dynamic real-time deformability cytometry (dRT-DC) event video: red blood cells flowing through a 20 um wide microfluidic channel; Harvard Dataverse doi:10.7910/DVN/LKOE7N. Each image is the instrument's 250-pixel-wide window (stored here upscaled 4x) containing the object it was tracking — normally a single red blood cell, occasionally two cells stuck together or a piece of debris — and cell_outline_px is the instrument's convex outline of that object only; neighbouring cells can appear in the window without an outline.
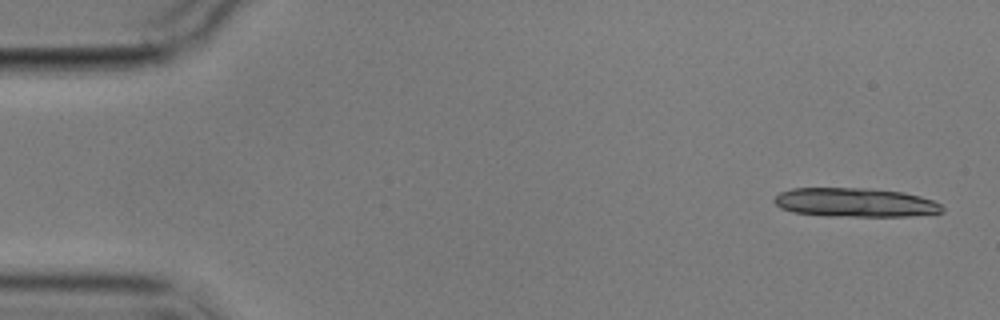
{"species": "common noctule bat (a hibernating species)", "species_latin": "Nyctalus noctula", "temperature_condition": "cold", "stored_images_in_passage": 5, "camera_frame_rate_fps": 3000, "um_per_image_px": 0.085, "animal": {"sex": "male", "body_mass_g": 17.9}, "frame": {"image": 1, "passage_image": 1, "time_ms": 0.0, "image_size_px": [1000, 320], "cell_outline_px": [[944, 212], [908, 216], [824, 216], [792, 212], [780, 208], [772, 200], [780, 192], [792, 188], [868, 188], [904, 192], [920, 196], [932, 200], [940, 204], [944, 208]], "centroid_in_image_um": [72.67, 17.21], "position_along_channel_um": 12.3, "area_um2": 28.55}}